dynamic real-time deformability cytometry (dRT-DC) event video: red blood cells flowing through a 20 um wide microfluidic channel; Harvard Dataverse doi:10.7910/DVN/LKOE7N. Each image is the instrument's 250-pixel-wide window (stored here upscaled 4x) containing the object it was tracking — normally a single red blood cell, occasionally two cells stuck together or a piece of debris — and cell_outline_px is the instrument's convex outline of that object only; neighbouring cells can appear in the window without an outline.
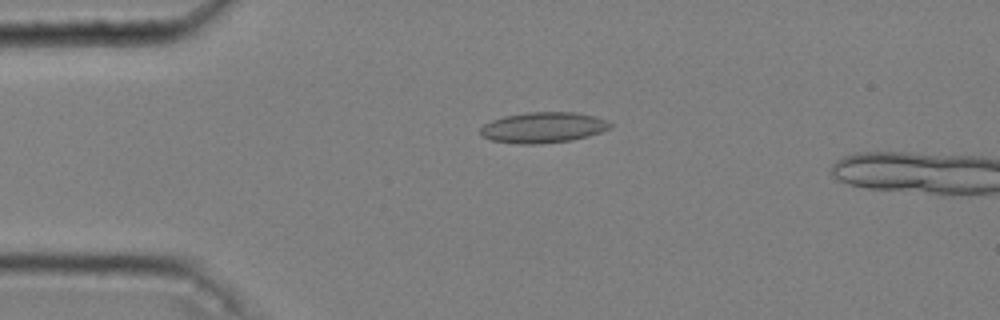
{"species": "common noctule bat (a hibernating species)", "species_latin": "Nyctalus noctula", "temperature_condition": "cold", "stored_images_in_passage": 49, "camera_frame_rate_fps": 3000, "um_per_image_px": 0.085, "animal": {"sex": "male", "body_mass_g": 20.4}, "frame": {"image": 1, "passage_image": 12, "time_ms": 3.667, "image_size_px": [1000, 320], "cell_outline_px": [[612, 128], [588, 136], [572, 140], [536, 144], [520, 144], [492, 140], [484, 136], [480, 132], [480, 128], [484, 124], [492, 120], [504, 116], [528, 112], [576, 112], [596, 116], [608, 120], [612, 124]], "centroid_in_image_um": [46.21, 10.83], "position_along_channel_um": 38.8, "area_um2": 23.24}}
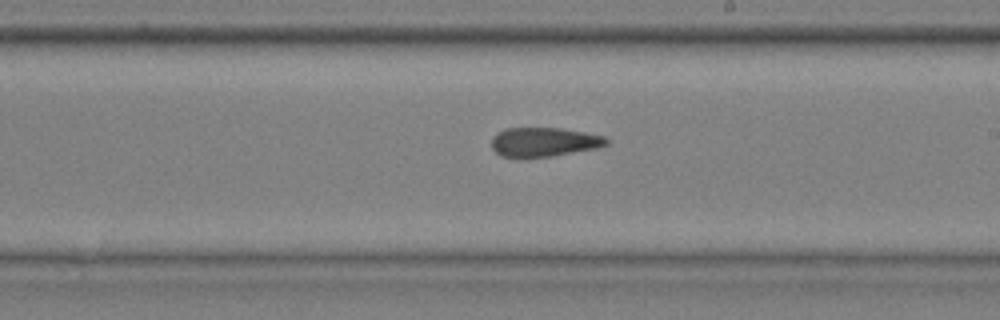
{"frame": {"image": 2, "passage_image": 31, "time_ms": 10.0, "image_size_px": [1000, 320], "cell_outline_px": [[608, 144], [600, 148], [552, 156], [500, 156], [492, 148], [492, 136], [504, 128], [564, 128], [604, 136], [608, 140]], "centroid_in_image_um": [46.27, 12.05], "position_along_channel_um": 242.7, "area_um2": 19.48}}
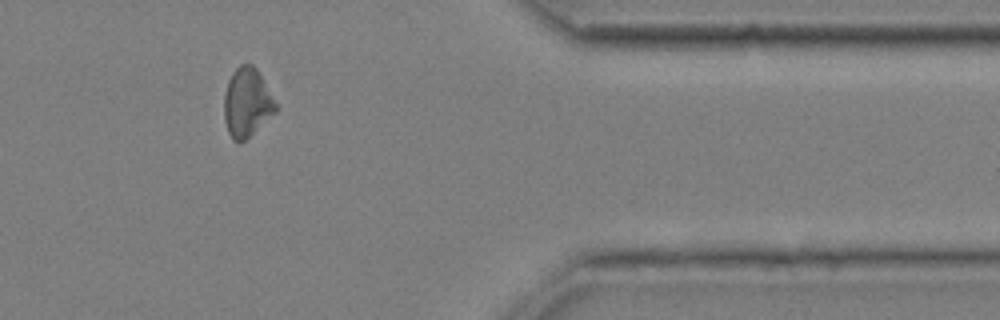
{"frame": {"image": 3, "passage_image": 45, "time_ms": 14.667, "image_size_px": [1000, 320], "cell_outline_px": [[280, 108], [276, 112], [240, 144], [232, 140], [228, 132], [224, 120], [224, 92], [228, 80], [232, 72], [240, 64], [252, 64], [256, 68]], "centroid_in_image_um": [20.99, 8.73], "position_along_channel_um": 390.4, "area_um2": 20.92}, "authors_computed_cell_mechanics": {"area_um2": 20.808, "velocity_mm_per_s": 3.6367, "shape_relaxation_time_tau1_ms": null, "shape_relaxation_time_tau2_ms": 3.9514, "deformation_change_tau1": null, "deformation_change_tau2": 0.1044}}